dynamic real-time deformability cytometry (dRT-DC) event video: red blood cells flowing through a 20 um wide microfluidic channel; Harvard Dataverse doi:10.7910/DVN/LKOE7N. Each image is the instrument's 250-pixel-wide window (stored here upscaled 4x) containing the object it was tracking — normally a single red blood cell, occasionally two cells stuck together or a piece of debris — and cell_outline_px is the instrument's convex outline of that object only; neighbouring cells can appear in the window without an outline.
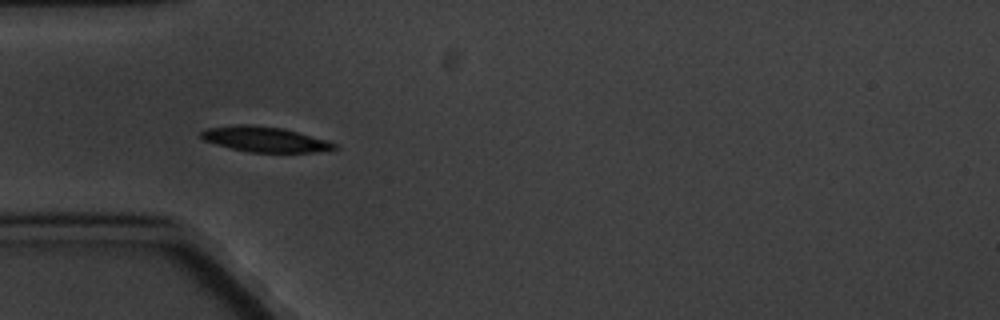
{"species": "common noctule bat (a hibernating species)", "species_latin": "Nyctalus noctula", "temperature_condition": "cold", "stored_images_in_passage": 6, "camera_frame_rate_fps": 3000, "um_per_image_px": 0.085, "animal": {"sex": "male", "body_mass_g": 20.1, "forearm_length_mm": 53.5}, "frame": {"image": 1, "passage_image": 5, "time_ms": 4.667, "image_size_px": [1000, 320], "cell_outline_px": [[340, 148], [316, 152], [248, 152], [216, 144], [204, 140], [200, 136], [200, 132], [204, 128], [236, 124], [244, 124], [284, 128], [324, 140], [336, 144]], "centroid_in_image_um": [22.46, 11.83], "position_along_channel_um": 62.5, "area_um2": 19.48}}